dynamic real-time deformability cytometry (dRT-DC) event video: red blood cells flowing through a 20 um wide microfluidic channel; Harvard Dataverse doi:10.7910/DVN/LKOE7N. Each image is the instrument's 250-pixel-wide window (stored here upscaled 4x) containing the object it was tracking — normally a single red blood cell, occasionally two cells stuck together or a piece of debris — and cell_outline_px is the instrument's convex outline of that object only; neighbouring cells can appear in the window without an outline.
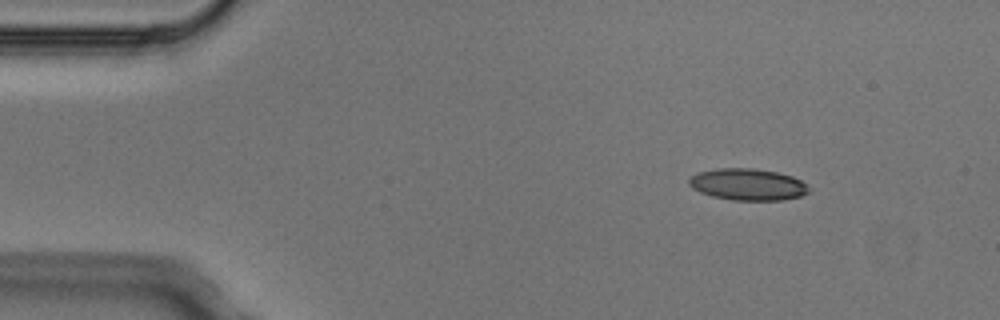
{"species": "Egyptian fruit bat (a non-hibernating species)", "species_latin": "Rousettus aegyptiacus", "temperature_condition": "cold", "stored_images_in_passage": 3, "camera_frame_rate_fps": 3000, "um_per_image_px": 0.085, "animal": {"sex": "male"}, "frame": {"image": 1, "passage_image": 1, "time_ms": 0.0, "image_size_px": [1000, 320], "cell_outline_px": [[812, 192], [800, 196], [784, 200], [732, 200], [712, 196], [700, 192], [692, 188], [688, 184], [688, 180], [692, 176], [700, 172], [716, 168], [752, 168], [776, 172], [792, 176], [800, 180], [812, 188]], "centroid_in_image_um": [63.59, 15.68], "position_along_channel_um": 21.4, "area_um2": 22.25}}